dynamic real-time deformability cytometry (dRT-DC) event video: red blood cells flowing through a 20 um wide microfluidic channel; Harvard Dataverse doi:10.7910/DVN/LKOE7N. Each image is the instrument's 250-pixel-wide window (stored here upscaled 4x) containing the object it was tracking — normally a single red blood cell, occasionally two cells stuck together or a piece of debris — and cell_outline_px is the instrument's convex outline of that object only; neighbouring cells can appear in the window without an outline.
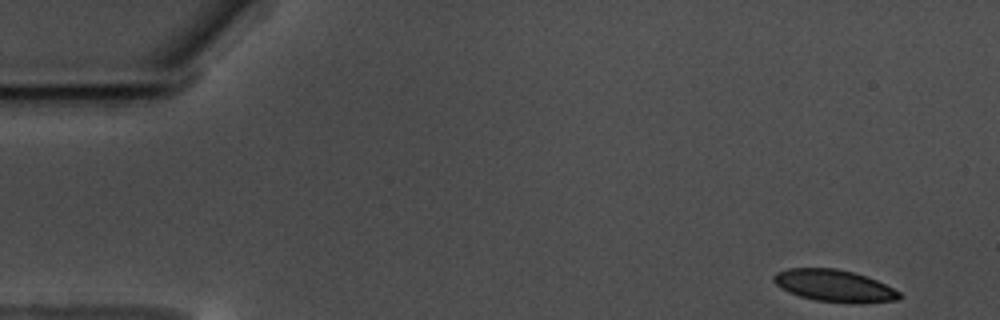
{"species": "common noctule bat (a hibernating species)", "species_latin": "Nyctalus noctula", "temperature_condition": "warm", "stored_images_in_passage": 13, "camera_frame_rate_fps": 3000, "um_per_image_px": 0.085, "animal": {"sex": "male", "body_mass_g": 17.5, "forearm_length_mm": 52.3}, "frame": {"image": 1, "passage_image": 1, "time_ms": 0.0, "image_size_px": [1000, 320], "cell_outline_px": [[904, 296], [900, 300], [860, 304], [852, 304], [816, 300], [800, 296], [788, 292], [780, 288], [772, 280], [772, 276], [776, 272], [788, 268], [836, 268], [852, 272], [876, 280], [900, 292]], "centroid_in_image_um": [70.92, 24.31], "position_along_channel_um": 14.1, "area_um2": 23.7}}